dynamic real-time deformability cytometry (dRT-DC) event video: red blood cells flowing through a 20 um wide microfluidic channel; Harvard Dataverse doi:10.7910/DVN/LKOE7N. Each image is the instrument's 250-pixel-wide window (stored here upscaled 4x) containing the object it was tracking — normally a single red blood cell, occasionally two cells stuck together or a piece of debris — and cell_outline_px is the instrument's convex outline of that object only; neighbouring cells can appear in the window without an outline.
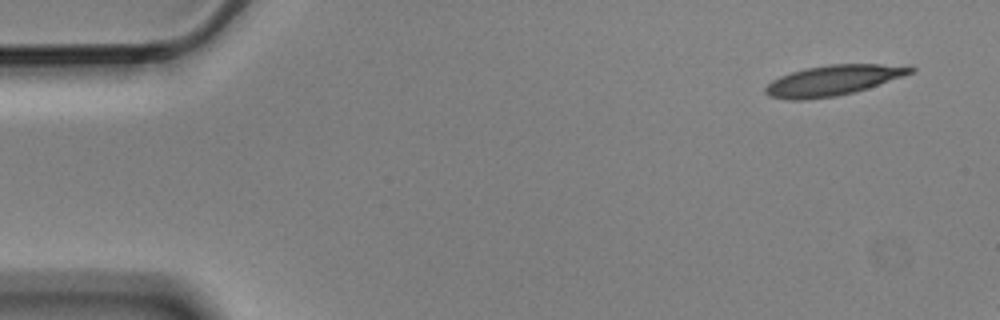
{"species": "Egyptian fruit bat (a non-hibernating species)", "species_latin": "Rousettus aegyptiacus", "temperature_condition": "cold", "stored_images_in_passage": 6, "segment_of_instrument_passage": [2, 2], "camera_frame_rate_fps": 3000, "um_per_image_px": 0.085, "animal": {"sex": "male"}, "frame": {"image": 1, "passage_image": 6, "time_ms": 1.667, "image_size_px": [1000, 320], "cell_outline_px": [[916, 68], [912, 72], [904, 76], [868, 88], [836, 96], [804, 100], [788, 100], [768, 96], [764, 92], [764, 88], [772, 80], [780, 76], [804, 68], [828, 64], [880, 64]], "centroid_in_image_um": [70.74, 6.84], "position_along_channel_um": 14.3, "area_um2": 25.49}}